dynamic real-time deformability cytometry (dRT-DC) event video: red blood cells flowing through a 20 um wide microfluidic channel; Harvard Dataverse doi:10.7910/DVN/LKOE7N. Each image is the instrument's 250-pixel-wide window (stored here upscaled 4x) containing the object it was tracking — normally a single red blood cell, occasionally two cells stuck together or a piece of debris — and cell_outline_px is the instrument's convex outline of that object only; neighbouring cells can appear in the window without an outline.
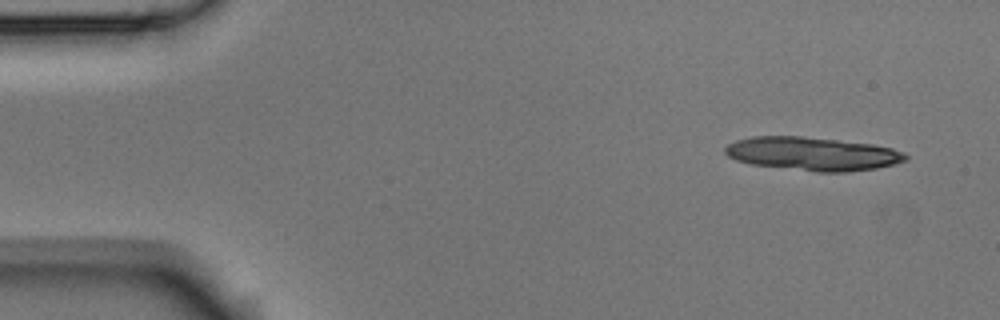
{"species": "Egyptian fruit bat (a non-hibernating species)", "species_latin": "Rousettus aegyptiacus", "temperature_condition": "room temperature", "stored_images_in_passage": 6, "segment_of_instrument_passage": [2, 2], "camera_frame_rate_fps": 3000, "um_per_image_px": 0.085, "animal": {"sex": "male"}, "frame": {"image": 1, "passage_image": 6, "time_ms": 1.667, "image_size_px": [1000, 320], "cell_outline_px": [[908, 160], [876, 168], [848, 172], [816, 172], [752, 164], [736, 160], [728, 156], [724, 152], [724, 148], [728, 144], [736, 140], [752, 136], [800, 136], [872, 144], [892, 148], [904, 152], [908, 156]], "centroid_in_image_um": [69.06, 13.07], "position_along_channel_um": 15.9, "area_um2": 35.14}}